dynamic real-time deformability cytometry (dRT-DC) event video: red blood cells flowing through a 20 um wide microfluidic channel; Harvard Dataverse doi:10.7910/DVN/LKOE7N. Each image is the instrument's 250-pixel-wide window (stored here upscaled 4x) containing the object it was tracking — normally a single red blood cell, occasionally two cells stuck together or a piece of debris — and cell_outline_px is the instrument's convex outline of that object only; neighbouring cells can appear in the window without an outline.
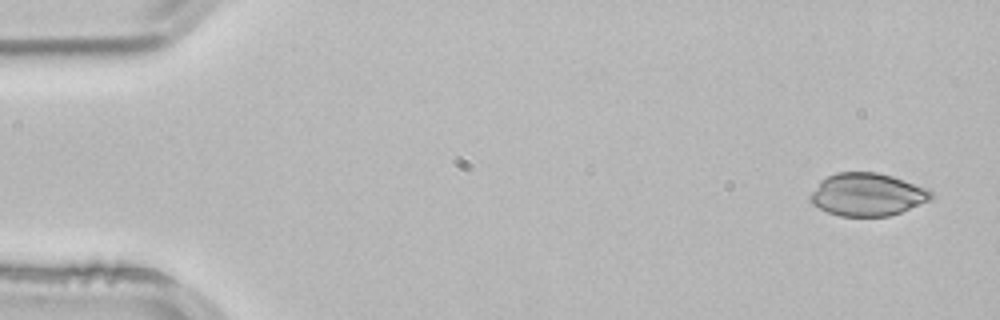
{"species": "common noctule bat (a hibernating species)", "species_latin": "Nyctalus noctula", "temperature_condition": "room temperature", "stored_images_in_passage": 5, "segment_of_instrument_passage": [1, 2], "camera_frame_rate_fps": 3000, "um_per_image_px": 0.085, "animal": {"sex": "male", "body_mass_g": 21.5, "forearm_length_mm": 52.0}, "frame": {"image": 1, "passage_image": 1, "time_ms": 0.0, "image_size_px": [1000, 320], "cell_outline_px": [[932, 196], [928, 200], [900, 212], [888, 216], [840, 216], [828, 212], [812, 204], [808, 200], [808, 196], [820, 180], [836, 172], [876, 172], [892, 176], [904, 180], [924, 188], [932, 192]], "centroid_in_image_um": [73.64, 16.53], "position_along_channel_um": 11.4, "area_um2": 29.82}}